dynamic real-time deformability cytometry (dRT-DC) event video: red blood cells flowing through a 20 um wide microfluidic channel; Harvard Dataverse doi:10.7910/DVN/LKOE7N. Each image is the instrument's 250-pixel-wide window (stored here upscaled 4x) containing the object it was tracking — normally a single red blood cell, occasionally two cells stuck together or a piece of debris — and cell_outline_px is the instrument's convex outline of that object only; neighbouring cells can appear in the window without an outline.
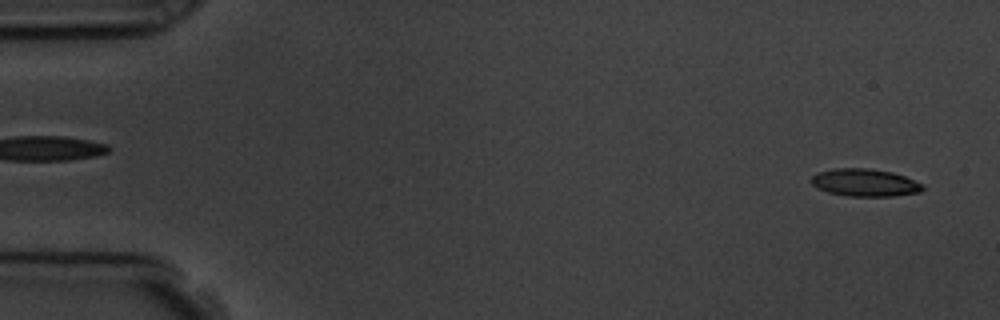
{"species": "common noctule bat (a hibernating species)", "species_latin": "Nyctalus noctula", "temperature_condition": "room temperature", "stored_images_in_passage": 5, "segment_of_instrument_passage": [2, 2], "camera_frame_rate_fps": 3000, "um_per_image_px": 0.085, "animal": {"sex": "male", "body_mass_g": 19.5, "forearm_length_mm": 54.6}, "frame": {"image": 1, "passage_image": 5, "time_ms": 4.667, "image_size_px": [1000, 320], "cell_outline_px": [[924, 188], [920, 192], [892, 196], [848, 196], [828, 192], [816, 188], [812, 184], [812, 176], [816, 172], [832, 168], [868, 168], [892, 172], [904, 176], [924, 184]], "centroid_in_image_um": [73.5, 15.51], "position_along_channel_um": 11.5, "area_um2": 17.98}}